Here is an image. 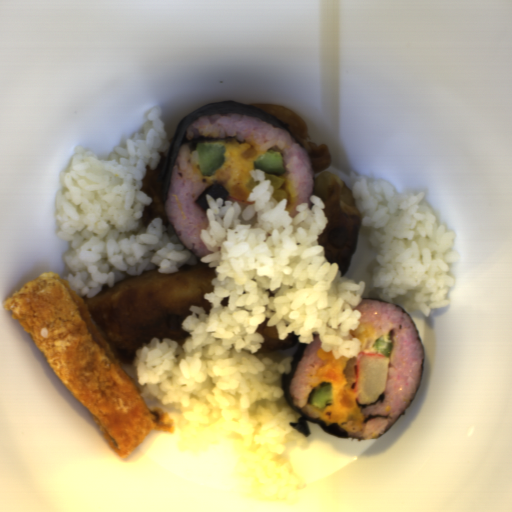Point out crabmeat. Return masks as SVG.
Segmentation results:
<instances>
[{"label": "crabmeat", "mask_w": 512, "mask_h": 512, "mask_svg": "<svg viewBox=\"0 0 512 512\" xmlns=\"http://www.w3.org/2000/svg\"><path fill=\"white\" fill-rule=\"evenodd\" d=\"M390 359L379 353L359 352L354 382V397L361 404L378 401L387 385Z\"/></svg>", "instance_id": "f7934b28"}, {"label": "crabmeat", "mask_w": 512, "mask_h": 512, "mask_svg": "<svg viewBox=\"0 0 512 512\" xmlns=\"http://www.w3.org/2000/svg\"><path fill=\"white\" fill-rule=\"evenodd\" d=\"M234 201L236 202L243 210L245 208H247L248 206H250V202L249 201H240V200H236V199H233V198H230V197H226V199L223 201Z\"/></svg>", "instance_id": "ab03a17e"}]
</instances>
